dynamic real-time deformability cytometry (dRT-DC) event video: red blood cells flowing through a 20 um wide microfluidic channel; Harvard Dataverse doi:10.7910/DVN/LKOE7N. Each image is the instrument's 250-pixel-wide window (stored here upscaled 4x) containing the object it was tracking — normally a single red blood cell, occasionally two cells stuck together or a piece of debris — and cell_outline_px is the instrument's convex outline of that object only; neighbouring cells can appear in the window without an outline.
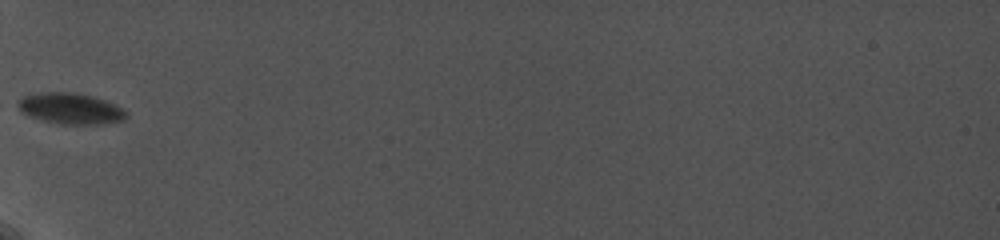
{"species": "common noctule bat (a hibernating species)", "species_latin": "Nyctalus noctula", "temperature_condition": "cold", "stored_images_in_passage": 39, "camera_frame_rate_fps": 5000, "um_per_image_px": 0.085, "animal": {"sex": "female", "body_mass_g": 19.0, "forearm_length_mm": 56.7}, "frame": {"image": 1, "passage_image": 1, "time_ms": 0.0, "image_size_px": [1000, 240], "cell_outline_px": [[128, 116], [124, 120], [100, 124], [60, 124], [44, 120], [32, 116], [24, 112], [12, 104], [24, 96], [40, 92], [72, 92], [92, 96], [104, 100], [124, 108], [128, 112]], "centroid_in_image_um": [6.01, 9.22], "position_along_channel_um": 79.0, "area_um2": 19.59}, "authors_computed_cell_mechanics": {"area_um2": 19.941, "velocity_mm_per_s": 3.7067, "shape_relaxation_time_tau1_ms": 2.0981, "shape_relaxation_time_tau2_ms": null, "deformation_change_tau1": 0.0442, "deformation_change_tau2": null}}